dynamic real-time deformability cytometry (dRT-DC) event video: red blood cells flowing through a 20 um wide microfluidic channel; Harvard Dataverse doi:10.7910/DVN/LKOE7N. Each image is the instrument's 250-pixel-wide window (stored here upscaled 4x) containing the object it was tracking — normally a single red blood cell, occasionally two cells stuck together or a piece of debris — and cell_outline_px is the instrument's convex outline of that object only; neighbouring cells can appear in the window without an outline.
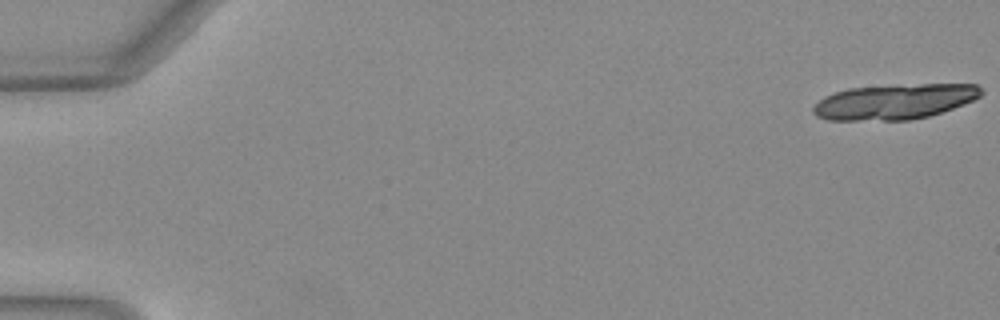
{"species": "Egyptian fruit bat (a non-hibernating species)", "species_latin": "Rousettus aegyptiacus", "temperature_condition": "warm", "stored_images_in_passage": 19, "camera_frame_rate_fps": 3000, "um_per_image_px": 0.085, "animal": {"sex": "female"}, "frame": {"image": 1, "passage_image": 1, "time_ms": 0.0, "image_size_px": [1000, 320], "cell_outline_px": [[984, 92], [980, 96], [964, 104], [928, 116], [908, 120], [828, 120], [816, 116], [812, 112], [812, 108], [824, 96], [848, 88], [920, 84], [976, 84]], "centroid_in_image_um": [76.02, 8.64], "position_along_channel_um": 9.0, "area_um2": 34.22}}